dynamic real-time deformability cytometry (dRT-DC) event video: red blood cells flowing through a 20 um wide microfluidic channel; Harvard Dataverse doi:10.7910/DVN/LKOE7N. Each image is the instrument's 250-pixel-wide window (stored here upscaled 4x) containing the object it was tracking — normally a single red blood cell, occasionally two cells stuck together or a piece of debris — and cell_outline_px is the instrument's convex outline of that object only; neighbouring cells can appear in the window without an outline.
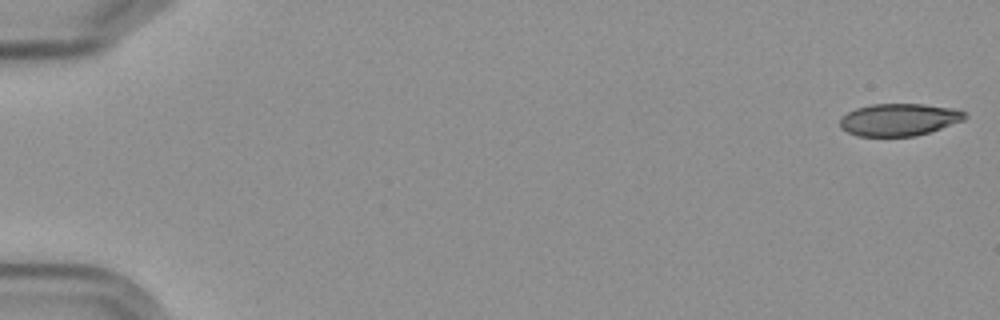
{"species": "Egyptian fruit bat (a non-hibernating species)", "species_latin": "Rousettus aegyptiacus", "temperature_condition": "cold", "stored_images_in_passage": 15, "camera_frame_rate_fps": 3000, "um_per_image_px": 0.085, "frame": {"image": 1, "passage_image": 1, "time_ms": 0.0, "image_size_px": [1000, 320], "cell_outline_px": [[968, 116], [964, 120], [916, 136], [856, 136], [840, 128], [840, 120], [848, 112], [856, 108], [872, 104], [924, 104], [952, 108], [964, 112]], "centroid_in_image_um": [76.41, 10.17], "position_along_channel_um": 8.6, "area_um2": 23.35}}